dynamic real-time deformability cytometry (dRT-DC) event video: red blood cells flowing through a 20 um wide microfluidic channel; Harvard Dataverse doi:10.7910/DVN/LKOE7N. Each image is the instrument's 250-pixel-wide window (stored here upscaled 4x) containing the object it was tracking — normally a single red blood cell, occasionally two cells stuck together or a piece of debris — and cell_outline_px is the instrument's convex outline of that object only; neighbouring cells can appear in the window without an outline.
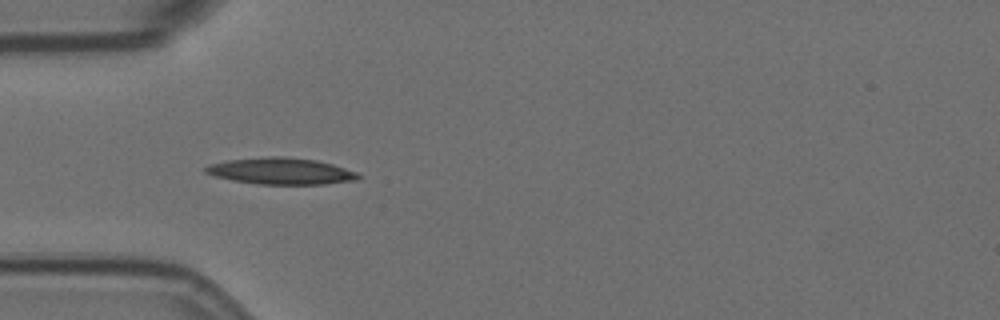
{"species": "Egyptian fruit bat (a non-hibernating species)", "species_latin": "Rousettus aegyptiacus", "temperature_condition": "room temperature", "stored_images_in_passage": 12, "camera_frame_rate_fps": 3000, "um_per_image_px": 0.085, "animal": {"sex": "female"}, "frame": {"image": 1, "passage_image": 1, "time_ms": 0.0, "image_size_px": [1000, 320], "cell_outline_px": [[360, 180], [324, 184], [260, 184], [232, 180], [216, 176], [204, 172], [204, 168], [208, 164], [228, 160], [268, 156], [284, 156], [316, 160], [332, 164], [356, 172], [360, 176]], "centroid_in_image_um": [23.88, 14.54], "position_along_channel_um": 61.1, "area_um2": 23.58}}
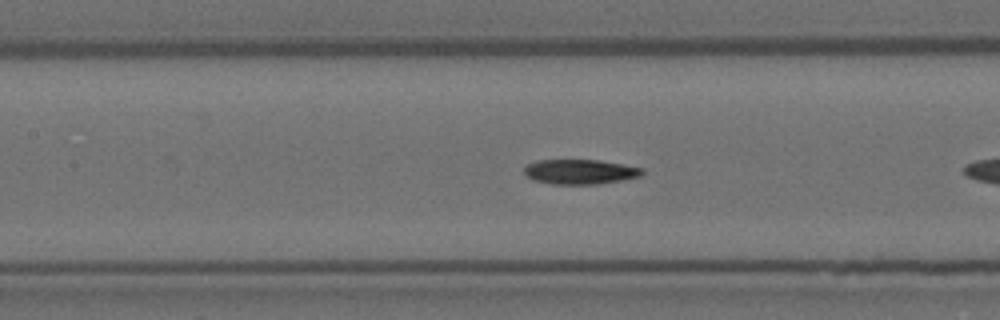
{"frame": {"image": 2, "passage_image": 6, "time_ms": 1.667, "image_size_px": [1000, 320], "cell_outline_px": [[644, 172], [640, 176], [624, 180], [596, 184], [552, 184], [532, 180], [524, 172], [524, 168], [528, 164], [536, 160], [600, 160], [644, 168]], "centroid_in_image_um": [49.32, 14.6], "position_along_channel_um": 158.1, "area_um2": 17.11}}
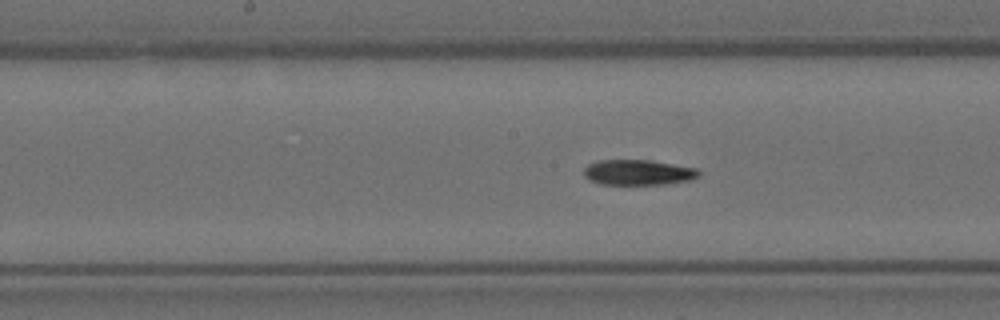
{"frame": {"image": 3, "passage_image": 9, "time_ms": 2.667, "image_size_px": [1000, 320], "cell_outline_px": [[700, 176], [692, 180], [668, 184], [600, 184], [588, 180], [584, 176], [584, 168], [588, 164], [596, 160], [648, 160], [696, 168], [700, 172]], "centroid_in_image_um": [54.23, 14.66], "position_along_channel_um": 194.0, "area_um2": 17.11}}